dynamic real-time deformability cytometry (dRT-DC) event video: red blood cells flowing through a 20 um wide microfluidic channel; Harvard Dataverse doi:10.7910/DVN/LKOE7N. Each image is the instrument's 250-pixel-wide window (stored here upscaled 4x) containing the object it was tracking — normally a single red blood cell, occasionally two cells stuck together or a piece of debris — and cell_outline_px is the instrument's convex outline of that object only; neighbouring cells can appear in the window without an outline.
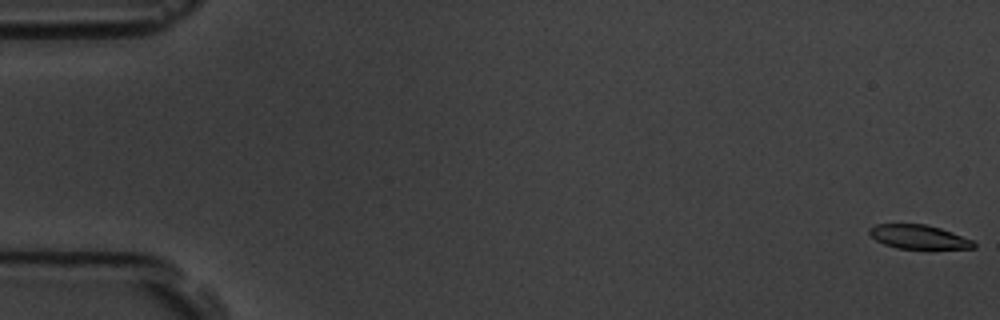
{"species": "common noctule bat (a hibernating species)", "species_latin": "Nyctalus noctula", "temperature_condition": "room temperature", "stored_images_in_passage": 6, "camera_frame_rate_fps": 3000, "um_per_image_px": 0.085, "animal": {"sex": "male", "body_mass_g": 19.5, "forearm_length_mm": 54.6}, "frame": {"image": 1, "passage_image": 1, "time_ms": 0.0, "image_size_px": [1000, 320], "cell_outline_px": [[976, 248], [896, 248], [884, 244], [876, 240], [868, 232], [868, 228], [876, 224], [924, 224], [940, 228], [952, 232], [972, 240], [976, 244]], "centroid_in_image_um": [78.06, 20.12], "position_along_channel_um": 6.9, "area_um2": 14.39}}
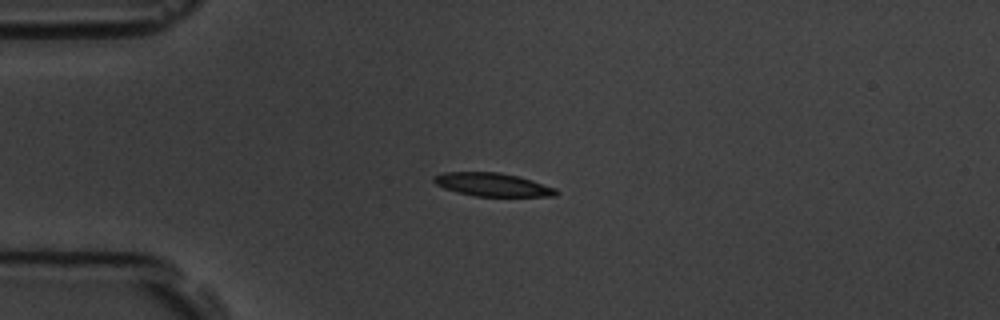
{"frame": {"image": 2, "passage_image": 5, "time_ms": 4.667, "image_size_px": [1000, 320], "cell_outline_px": [[560, 192], [556, 196], [476, 196], [456, 192], [444, 188], [436, 184], [432, 180], [432, 176], [444, 172], [500, 172], [532, 180], [556, 188]], "centroid_in_image_um": [41.85, 15.69], "position_along_channel_um": 43.1, "area_um2": 16.65}}